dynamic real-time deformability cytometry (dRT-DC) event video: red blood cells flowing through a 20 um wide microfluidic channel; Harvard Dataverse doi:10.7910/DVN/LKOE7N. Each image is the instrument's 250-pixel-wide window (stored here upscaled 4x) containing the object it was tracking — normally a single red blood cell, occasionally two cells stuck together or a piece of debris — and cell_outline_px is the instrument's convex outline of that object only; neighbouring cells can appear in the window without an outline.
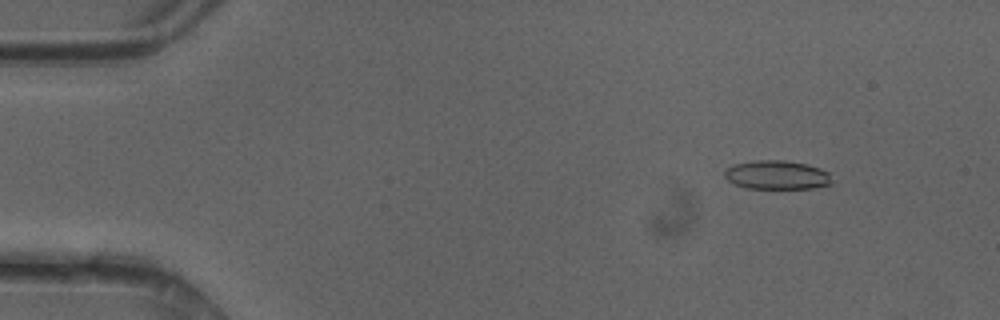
{"species": "common noctule bat (a hibernating species)", "species_latin": "Nyctalus noctula", "temperature_condition": "cold", "stored_images_in_passage": 49, "camera_frame_rate_fps": 3000, "um_per_image_px": 0.085, "animal": {"sex": "female"}, "frame": {"image": 1, "passage_image": 6, "time_ms": 1.667, "image_size_px": [1000, 320], "cell_outline_px": [[832, 184], [812, 188], [744, 188], [728, 180], [724, 176], [724, 172], [728, 168], [736, 164], [756, 160], [784, 160], [808, 164], [820, 168], [828, 172]], "centroid_in_image_um": [66.05, 14.87], "position_along_channel_um": 19.0, "area_um2": 17.92}}
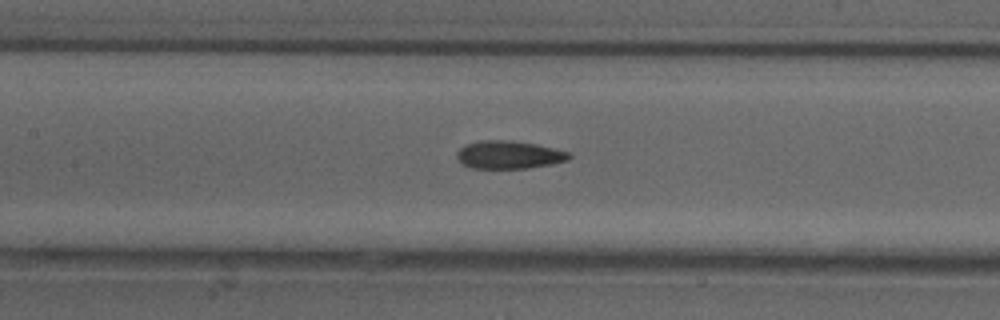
{"frame": {"image": 2, "passage_image": 23, "time_ms": 7.333, "image_size_px": [1000, 320], "cell_outline_px": [[572, 156], [568, 160], [552, 164], [528, 168], [472, 168], [464, 164], [456, 156], [456, 152], [464, 144], [480, 140], [512, 140], [536, 144], [568, 152]], "centroid_in_image_um": [43.25, 13.15], "position_along_channel_um": 164.2, "area_um2": 18.26}}
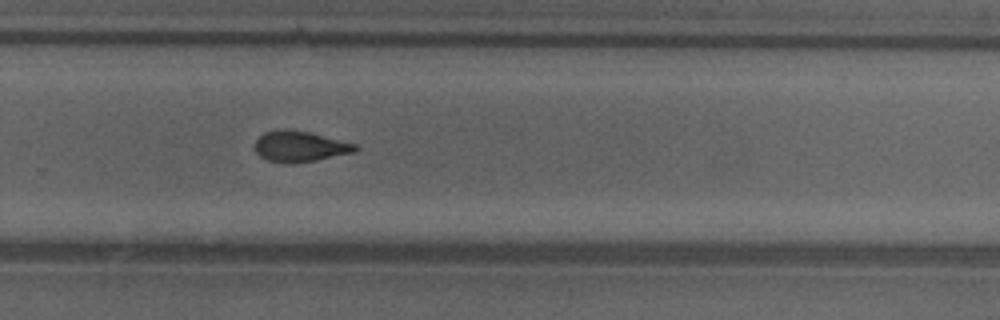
{"frame": {"image": 3, "passage_image": 33, "time_ms": 10.667, "image_size_px": [1000, 320], "cell_outline_px": [[360, 148], [356, 152], [316, 160], [288, 164], [284, 164], [268, 160], [260, 156], [256, 152], [256, 140], [264, 132], [280, 128], [288, 128], [308, 132], [356, 144]], "centroid_in_image_um": [25.49, 12.44], "position_along_channel_um": 304.3, "area_um2": 18.09}, "authors_computed_cell_mechanics": {"area_um2": 17.9758, "velocity_mm_per_s": 4.2235, "shape_relaxation_time_tau1_ms": 6.9914, "shape_relaxation_time_tau2_ms": 2.3663, "deformation_change_tau1": 0.1818, "deformation_change_tau2": 0.106}}